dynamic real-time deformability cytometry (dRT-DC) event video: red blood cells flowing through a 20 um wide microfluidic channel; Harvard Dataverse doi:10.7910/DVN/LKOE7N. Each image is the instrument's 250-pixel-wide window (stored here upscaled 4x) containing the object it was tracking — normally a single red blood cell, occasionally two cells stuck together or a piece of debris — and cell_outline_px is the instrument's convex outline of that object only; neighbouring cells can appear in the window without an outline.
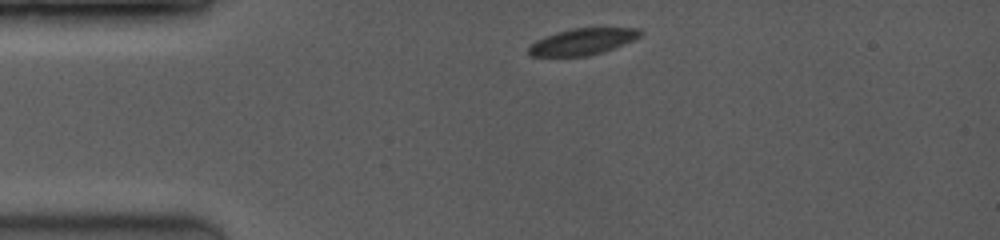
{"species": "common noctule bat (a hibernating species)", "species_latin": "Nyctalus noctula", "temperature_condition": "room temperature", "stored_images_in_passage": 54, "camera_frame_rate_fps": 3500, "um_per_image_px": 0.085, "animal": {"sex": "female", "body_mass_g": 19.0, "forearm_length_mm": 53.3}, "frame": {"image": 1, "passage_image": 1, "time_ms": 0.0, "image_size_px": [1000, 240], "cell_outline_px": [[644, 32], [640, 36], [624, 44], [604, 52], [588, 56], [532, 56], [528, 52], [528, 48], [536, 40], [572, 28], [640, 28]], "centroid_in_image_um": [49.56, 3.54], "position_along_channel_um": 35.4, "area_um2": 16.99}}
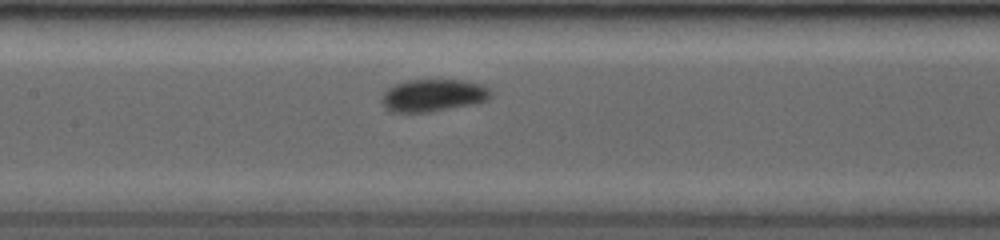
{"frame": {"image": 2, "passage_image": 20, "time_ms": 4.286, "image_size_px": [1000, 240], "cell_outline_px": [[492, 96], [488, 100], [480, 104], [432, 112], [388, 112], [384, 108], [380, 100], [380, 96], [388, 88], [396, 84], [408, 80], [464, 80], [484, 84], [492, 92]], "centroid_in_image_um": [36.85, 8.13], "position_along_channel_um": 170.5, "area_um2": 21.27}}
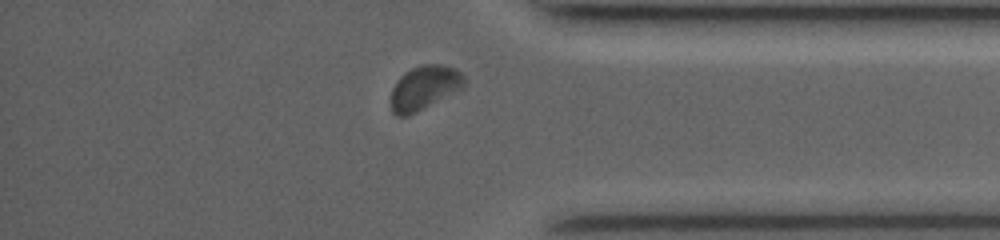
{"frame": {"image": 3, "passage_image": 49, "time_ms": 10.0, "image_size_px": [1000, 240], "cell_outline_px": [[464, 84], [460, 92], [408, 116], [396, 116], [392, 112], [392, 88], [396, 80], [404, 72], [420, 64], [440, 64], [456, 68], [464, 76]], "centroid_in_image_um": [36.1, 7.46], "position_along_channel_um": 399.1, "area_um2": 19.25}, "authors_computed_cell_mechanics": {"area_um2": 19.4208, "velocity_mm_per_s": 4.0449, "shape_relaxation_time_tau1_ms": 1.58, "shape_relaxation_time_tau2_ms": null, "deformation_change_tau1": 0.0519, "deformation_change_tau2": null}}